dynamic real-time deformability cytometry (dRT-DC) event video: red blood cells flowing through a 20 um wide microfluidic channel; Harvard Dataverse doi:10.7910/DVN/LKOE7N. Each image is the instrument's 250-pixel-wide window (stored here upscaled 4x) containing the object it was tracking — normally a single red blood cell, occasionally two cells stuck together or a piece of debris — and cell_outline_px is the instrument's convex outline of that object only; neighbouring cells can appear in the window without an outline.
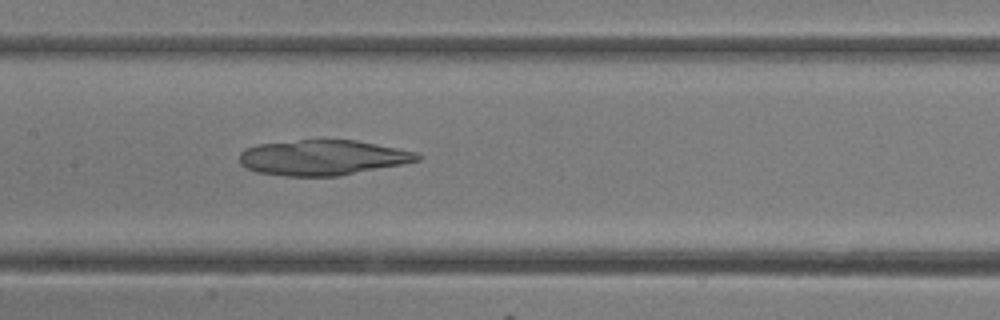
{"species": "common noctule bat (a hibernating species)", "species_latin": "Nyctalus noctula", "temperature_condition": "room temperature", "stored_images_in_passage": 14, "camera_frame_rate_fps": 3000, "um_per_image_px": 0.085, "animal": {"sex": "female"}, "frame": {"image": 1, "passage_image": 14, "time_ms": 4.333, "image_size_px": [1000, 320], "cell_outline_px": [[420, 160], [404, 164], [340, 176], [284, 176], [256, 172], [240, 164], [240, 152], [244, 148], [256, 144], [296, 140], [356, 140], [416, 152], [420, 156]], "centroid_in_image_um": [27.4, 13.4], "position_along_channel_um": 180.0, "area_um2": 36.7}}